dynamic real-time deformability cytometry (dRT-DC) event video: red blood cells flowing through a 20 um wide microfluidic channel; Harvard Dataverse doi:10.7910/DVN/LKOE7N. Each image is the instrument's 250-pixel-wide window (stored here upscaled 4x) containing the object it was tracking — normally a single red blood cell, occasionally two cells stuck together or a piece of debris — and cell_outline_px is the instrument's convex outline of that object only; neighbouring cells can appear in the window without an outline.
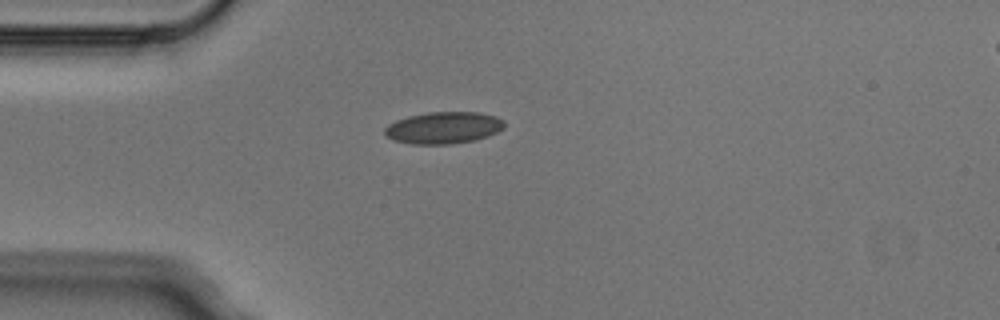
{"species": "Egyptian fruit bat (a non-hibernating species)", "species_latin": "Rousettus aegyptiacus", "temperature_condition": "cold", "stored_images_in_passage": 2, "segment_of_instrument_passage": [1, 2], "camera_frame_rate_fps": 3000, "um_per_image_px": 0.085, "animal": {"sex": "male"}, "frame": {"image": 1, "passage_image": 1, "time_ms": 0.0, "image_size_px": [1000, 320], "cell_outline_px": [[504, 128], [488, 136], [476, 140], [452, 144], [412, 144], [392, 140], [384, 132], [384, 128], [388, 124], [396, 120], [408, 116], [428, 112], [480, 112], [496, 116], [504, 120]], "centroid_in_image_um": [37.71, 10.86], "position_along_channel_um": 47.3, "area_um2": 22.37}}